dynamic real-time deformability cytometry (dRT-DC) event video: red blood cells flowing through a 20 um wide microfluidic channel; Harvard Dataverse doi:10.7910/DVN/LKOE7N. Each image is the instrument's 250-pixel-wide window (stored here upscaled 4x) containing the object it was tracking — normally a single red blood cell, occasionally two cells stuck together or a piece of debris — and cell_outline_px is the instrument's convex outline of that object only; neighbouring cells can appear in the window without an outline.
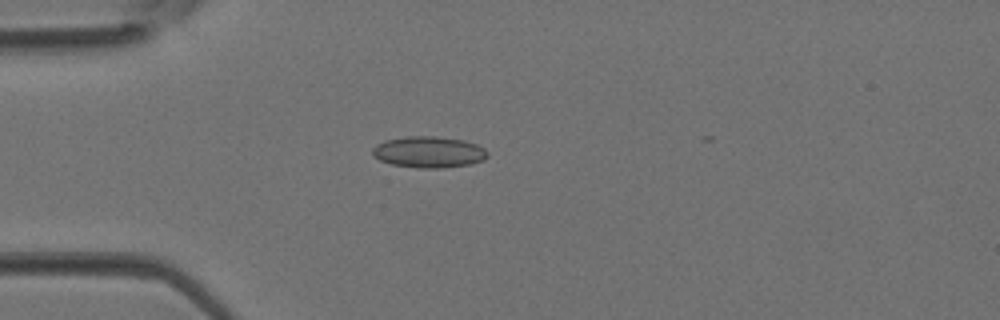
{"species": "Egyptian fruit bat (a non-hibernating species)", "species_latin": "Rousettus aegyptiacus", "temperature_condition": "room temperature", "stored_images_in_passage": 3, "camera_frame_rate_fps": 3000, "um_per_image_px": 0.085, "animal": {"sex": "female"}, "frame": {"image": 1, "passage_image": 3, "time_ms": 0.667, "image_size_px": [1000, 320], "cell_outline_px": [[488, 156], [484, 160], [468, 164], [440, 168], [416, 168], [392, 164], [380, 160], [372, 156], [372, 148], [376, 144], [384, 140], [408, 136], [436, 136], [464, 140], [476, 144], [484, 148], [488, 152]], "centroid_in_image_um": [36.42, 12.92], "position_along_channel_um": 48.6, "area_um2": 21.1}}